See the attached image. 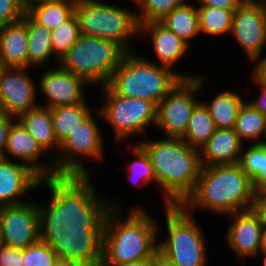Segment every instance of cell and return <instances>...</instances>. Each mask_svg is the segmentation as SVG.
<instances>
[{"label": "cell", "instance_id": "obj_1", "mask_svg": "<svg viewBox=\"0 0 266 266\" xmlns=\"http://www.w3.org/2000/svg\"><path fill=\"white\" fill-rule=\"evenodd\" d=\"M109 198L100 197L94 184L74 196L73 207L82 220L83 233L93 245L94 264L150 259L158 251L161 225L148 209L138 205L130 207L124 217L123 202Z\"/></svg>", "mask_w": 266, "mask_h": 266}, {"label": "cell", "instance_id": "obj_2", "mask_svg": "<svg viewBox=\"0 0 266 266\" xmlns=\"http://www.w3.org/2000/svg\"><path fill=\"white\" fill-rule=\"evenodd\" d=\"M136 143L150 157L164 206L181 205L194 191L199 178L200 150L178 138H145Z\"/></svg>", "mask_w": 266, "mask_h": 266}, {"label": "cell", "instance_id": "obj_3", "mask_svg": "<svg viewBox=\"0 0 266 266\" xmlns=\"http://www.w3.org/2000/svg\"><path fill=\"white\" fill-rule=\"evenodd\" d=\"M46 203L33 200L0 207V243L24 249L44 237L72 208L74 195L64 188L46 184Z\"/></svg>", "mask_w": 266, "mask_h": 266}, {"label": "cell", "instance_id": "obj_4", "mask_svg": "<svg viewBox=\"0 0 266 266\" xmlns=\"http://www.w3.org/2000/svg\"><path fill=\"white\" fill-rule=\"evenodd\" d=\"M256 188L239 164L202 167L194 191L181 204L195 214L227 216L253 208Z\"/></svg>", "mask_w": 266, "mask_h": 266}, {"label": "cell", "instance_id": "obj_5", "mask_svg": "<svg viewBox=\"0 0 266 266\" xmlns=\"http://www.w3.org/2000/svg\"><path fill=\"white\" fill-rule=\"evenodd\" d=\"M94 108V112L60 144L58 154L53 158L56 186L70 191L74 196L93 185L90 180L91 169L85 161L94 160L99 163L106 154L102 128L96 120H102V116L98 108Z\"/></svg>", "mask_w": 266, "mask_h": 266}, {"label": "cell", "instance_id": "obj_6", "mask_svg": "<svg viewBox=\"0 0 266 266\" xmlns=\"http://www.w3.org/2000/svg\"><path fill=\"white\" fill-rule=\"evenodd\" d=\"M140 52H127L115 69L107 86L117 95L141 98L156 106L182 79H194L200 74L181 73L146 59Z\"/></svg>", "mask_w": 266, "mask_h": 266}, {"label": "cell", "instance_id": "obj_7", "mask_svg": "<svg viewBox=\"0 0 266 266\" xmlns=\"http://www.w3.org/2000/svg\"><path fill=\"white\" fill-rule=\"evenodd\" d=\"M74 14L80 35L108 39L126 52L136 51L131 45L139 36L140 25L134 9L106 3V0H76Z\"/></svg>", "mask_w": 266, "mask_h": 266}, {"label": "cell", "instance_id": "obj_8", "mask_svg": "<svg viewBox=\"0 0 266 266\" xmlns=\"http://www.w3.org/2000/svg\"><path fill=\"white\" fill-rule=\"evenodd\" d=\"M163 209L168 234L164 240L158 239V251L175 266H207V237L196 214L182 205H166Z\"/></svg>", "mask_w": 266, "mask_h": 266}, {"label": "cell", "instance_id": "obj_9", "mask_svg": "<svg viewBox=\"0 0 266 266\" xmlns=\"http://www.w3.org/2000/svg\"><path fill=\"white\" fill-rule=\"evenodd\" d=\"M127 52L116 42L80 35L59 65L92 86H106Z\"/></svg>", "mask_w": 266, "mask_h": 266}, {"label": "cell", "instance_id": "obj_10", "mask_svg": "<svg viewBox=\"0 0 266 266\" xmlns=\"http://www.w3.org/2000/svg\"><path fill=\"white\" fill-rule=\"evenodd\" d=\"M99 88L103 100L97 108L103 122L112 128L114 142L121 145L132 137H147V128L156 124L157 106L146 99L119 96L107 85Z\"/></svg>", "mask_w": 266, "mask_h": 266}, {"label": "cell", "instance_id": "obj_11", "mask_svg": "<svg viewBox=\"0 0 266 266\" xmlns=\"http://www.w3.org/2000/svg\"><path fill=\"white\" fill-rule=\"evenodd\" d=\"M208 80L202 74L194 79H182L157 105L155 128L164 132L167 138L182 139L191 113L200 102L196 94Z\"/></svg>", "mask_w": 266, "mask_h": 266}, {"label": "cell", "instance_id": "obj_12", "mask_svg": "<svg viewBox=\"0 0 266 266\" xmlns=\"http://www.w3.org/2000/svg\"><path fill=\"white\" fill-rule=\"evenodd\" d=\"M82 233V220L73 207L44 237L23 249V266H53Z\"/></svg>", "mask_w": 266, "mask_h": 266}, {"label": "cell", "instance_id": "obj_13", "mask_svg": "<svg viewBox=\"0 0 266 266\" xmlns=\"http://www.w3.org/2000/svg\"><path fill=\"white\" fill-rule=\"evenodd\" d=\"M230 36L248 61L265 54L266 0H244L234 12Z\"/></svg>", "mask_w": 266, "mask_h": 266}, {"label": "cell", "instance_id": "obj_14", "mask_svg": "<svg viewBox=\"0 0 266 266\" xmlns=\"http://www.w3.org/2000/svg\"><path fill=\"white\" fill-rule=\"evenodd\" d=\"M28 69L3 67L0 71V109L6 116L18 119L40 105L36 97L38 83Z\"/></svg>", "mask_w": 266, "mask_h": 266}, {"label": "cell", "instance_id": "obj_15", "mask_svg": "<svg viewBox=\"0 0 266 266\" xmlns=\"http://www.w3.org/2000/svg\"><path fill=\"white\" fill-rule=\"evenodd\" d=\"M3 153L5 159L12 161L14 159V161L27 165L46 184L56 186V168L53 158L42 149L18 120L10 128ZM41 159L43 160L41 161Z\"/></svg>", "mask_w": 266, "mask_h": 266}, {"label": "cell", "instance_id": "obj_16", "mask_svg": "<svg viewBox=\"0 0 266 266\" xmlns=\"http://www.w3.org/2000/svg\"><path fill=\"white\" fill-rule=\"evenodd\" d=\"M42 73L38 76V89L46 101L45 105L40 106L52 109L58 106L88 104L85 93L92 85L83 77L74 75L60 65Z\"/></svg>", "mask_w": 266, "mask_h": 266}, {"label": "cell", "instance_id": "obj_17", "mask_svg": "<svg viewBox=\"0 0 266 266\" xmlns=\"http://www.w3.org/2000/svg\"><path fill=\"white\" fill-rule=\"evenodd\" d=\"M226 217L231 221L228 223L223 241L229 249L241 260L245 257H257L260 252L263 229L259 215L253 209H249Z\"/></svg>", "mask_w": 266, "mask_h": 266}, {"label": "cell", "instance_id": "obj_18", "mask_svg": "<svg viewBox=\"0 0 266 266\" xmlns=\"http://www.w3.org/2000/svg\"><path fill=\"white\" fill-rule=\"evenodd\" d=\"M45 185L27 165L5 158L0 162V207L28 201L24 197L29 192Z\"/></svg>", "mask_w": 266, "mask_h": 266}, {"label": "cell", "instance_id": "obj_19", "mask_svg": "<svg viewBox=\"0 0 266 266\" xmlns=\"http://www.w3.org/2000/svg\"><path fill=\"white\" fill-rule=\"evenodd\" d=\"M139 36L147 39L150 38L152 52H154L157 61L151 58L147 60L154 62L158 65H163L173 69L177 66L184 56L189 53L190 46L175 35L172 31L166 28L159 21H151L140 24ZM149 37V38H148Z\"/></svg>", "mask_w": 266, "mask_h": 266}, {"label": "cell", "instance_id": "obj_20", "mask_svg": "<svg viewBox=\"0 0 266 266\" xmlns=\"http://www.w3.org/2000/svg\"><path fill=\"white\" fill-rule=\"evenodd\" d=\"M243 145L234 128H216L208 142L200 149L201 166L238 164Z\"/></svg>", "mask_w": 266, "mask_h": 266}, {"label": "cell", "instance_id": "obj_21", "mask_svg": "<svg viewBox=\"0 0 266 266\" xmlns=\"http://www.w3.org/2000/svg\"><path fill=\"white\" fill-rule=\"evenodd\" d=\"M2 67L28 68L27 12L15 23L0 26Z\"/></svg>", "mask_w": 266, "mask_h": 266}, {"label": "cell", "instance_id": "obj_22", "mask_svg": "<svg viewBox=\"0 0 266 266\" xmlns=\"http://www.w3.org/2000/svg\"><path fill=\"white\" fill-rule=\"evenodd\" d=\"M17 120L48 155L51 153L52 158L57 156L60 145L54 134L50 108L39 105L22 114Z\"/></svg>", "mask_w": 266, "mask_h": 266}, {"label": "cell", "instance_id": "obj_23", "mask_svg": "<svg viewBox=\"0 0 266 266\" xmlns=\"http://www.w3.org/2000/svg\"><path fill=\"white\" fill-rule=\"evenodd\" d=\"M27 33L28 68H41L47 66L49 61L51 62L52 60L56 63L53 66L59 65L60 60L53 54L52 51L51 31L36 22L28 13Z\"/></svg>", "mask_w": 266, "mask_h": 266}, {"label": "cell", "instance_id": "obj_24", "mask_svg": "<svg viewBox=\"0 0 266 266\" xmlns=\"http://www.w3.org/2000/svg\"><path fill=\"white\" fill-rule=\"evenodd\" d=\"M180 39L191 47V41L201 35L199 31L198 9L196 2H188L173 9L160 21Z\"/></svg>", "mask_w": 266, "mask_h": 266}, {"label": "cell", "instance_id": "obj_25", "mask_svg": "<svg viewBox=\"0 0 266 266\" xmlns=\"http://www.w3.org/2000/svg\"><path fill=\"white\" fill-rule=\"evenodd\" d=\"M240 95L242 94L225 89L219 91L211 101H201L208 109L216 128H234L239 109L245 102Z\"/></svg>", "mask_w": 266, "mask_h": 266}, {"label": "cell", "instance_id": "obj_26", "mask_svg": "<svg viewBox=\"0 0 266 266\" xmlns=\"http://www.w3.org/2000/svg\"><path fill=\"white\" fill-rule=\"evenodd\" d=\"M76 0H45L29 5L26 12L50 31L66 21L75 9Z\"/></svg>", "mask_w": 266, "mask_h": 266}, {"label": "cell", "instance_id": "obj_27", "mask_svg": "<svg viewBox=\"0 0 266 266\" xmlns=\"http://www.w3.org/2000/svg\"><path fill=\"white\" fill-rule=\"evenodd\" d=\"M266 117L247 100L240 107L234 126L240 141L246 144L264 143Z\"/></svg>", "mask_w": 266, "mask_h": 266}, {"label": "cell", "instance_id": "obj_28", "mask_svg": "<svg viewBox=\"0 0 266 266\" xmlns=\"http://www.w3.org/2000/svg\"><path fill=\"white\" fill-rule=\"evenodd\" d=\"M88 104L58 106L51 109L53 130L59 145L78 128L92 112Z\"/></svg>", "mask_w": 266, "mask_h": 266}, {"label": "cell", "instance_id": "obj_29", "mask_svg": "<svg viewBox=\"0 0 266 266\" xmlns=\"http://www.w3.org/2000/svg\"><path fill=\"white\" fill-rule=\"evenodd\" d=\"M201 35L224 37L231 33L234 12L231 9L197 6Z\"/></svg>", "mask_w": 266, "mask_h": 266}, {"label": "cell", "instance_id": "obj_30", "mask_svg": "<svg viewBox=\"0 0 266 266\" xmlns=\"http://www.w3.org/2000/svg\"><path fill=\"white\" fill-rule=\"evenodd\" d=\"M215 130L213 119L200 100L191 113L186 133L182 139L192 148L200 150Z\"/></svg>", "mask_w": 266, "mask_h": 266}, {"label": "cell", "instance_id": "obj_31", "mask_svg": "<svg viewBox=\"0 0 266 266\" xmlns=\"http://www.w3.org/2000/svg\"><path fill=\"white\" fill-rule=\"evenodd\" d=\"M256 189L266 186V144H250L242 148L238 163Z\"/></svg>", "mask_w": 266, "mask_h": 266}, {"label": "cell", "instance_id": "obj_32", "mask_svg": "<svg viewBox=\"0 0 266 266\" xmlns=\"http://www.w3.org/2000/svg\"><path fill=\"white\" fill-rule=\"evenodd\" d=\"M127 149L134 158L132 162L126 163L128 180L138 188L152 183L156 185L154 170L146 151L138 143L133 142H129Z\"/></svg>", "mask_w": 266, "mask_h": 266}, {"label": "cell", "instance_id": "obj_33", "mask_svg": "<svg viewBox=\"0 0 266 266\" xmlns=\"http://www.w3.org/2000/svg\"><path fill=\"white\" fill-rule=\"evenodd\" d=\"M53 266H94L91 240L82 233L54 262Z\"/></svg>", "mask_w": 266, "mask_h": 266}, {"label": "cell", "instance_id": "obj_34", "mask_svg": "<svg viewBox=\"0 0 266 266\" xmlns=\"http://www.w3.org/2000/svg\"><path fill=\"white\" fill-rule=\"evenodd\" d=\"M80 37L79 25L73 13L66 21L51 30L53 54L60 60Z\"/></svg>", "mask_w": 266, "mask_h": 266}, {"label": "cell", "instance_id": "obj_35", "mask_svg": "<svg viewBox=\"0 0 266 266\" xmlns=\"http://www.w3.org/2000/svg\"><path fill=\"white\" fill-rule=\"evenodd\" d=\"M191 0H138L136 16L139 25L151 21H160L173 9L188 3Z\"/></svg>", "mask_w": 266, "mask_h": 266}, {"label": "cell", "instance_id": "obj_36", "mask_svg": "<svg viewBox=\"0 0 266 266\" xmlns=\"http://www.w3.org/2000/svg\"><path fill=\"white\" fill-rule=\"evenodd\" d=\"M25 12L23 0H0V26L20 21Z\"/></svg>", "mask_w": 266, "mask_h": 266}, {"label": "cell", "instance_id": "obj_37", "mask_svg": "<svg viewBox=\"0 0 266 266\" xmlns=\"http://www.w3.org/2000/svg\"><path fill=\"white\" fill-rule=\"evenodd\" d=\"M0 266H23V249L0 243Z\"/></svg>", "mask_w": 266, "mask_h": 266}, {"label": "cell", "instance_id": "obj_38", "mask_svg": "<svg viewBox=\"0 0 266 266\" xmlns=\"http://www.w3.org/2000/svg\"><path fill=\"white\" fill-rule=\"evenodd\" d=\"M254 64L250 76L252 83L256 87L266 89V55H261L251 61Z\"/></svg>", "mask_w": 266, "mask_h": 266}, {"label": "cell", "instance_id": "obj_39", "mask_svg": "<svg viewBox=\"0 0 266 266\" xmlns=\"http://www.w3.org/2000/svg\"><path fill=\"white\" fill-rule=\"evenodd\" d=\"M252 209L259 215L263 227H266V191L263 188L256 189Z\"/></svg>", "mask_w": 266, "mask_h": 266}, {"label": "cell", "instance_id": "obj_40", "mask_svg": "<svg viewBox=\"0 0 266 266\" xmlns=\"http://www.w3.org/2000/svg\"><path fill=\"white\" fill-rule=\"evenodd\" d=\"M16 120L15 118L6 116L0 109V150L3 152L7 144L10 128Z\"/></svg>", "mask_w": 266, "mask_h": 266}, {"label": "cell", "instance_id": "obj_41", "mask_svg": "<svg viewBox=\"0 0 266 266\" xmlns=\"http://www.w3.org/2000/svg\"><path fill=\"white\" fill-rule=\"evenodd\" d=\"M197 6H209L235 11L244 0H195ZM198 1V3H197Z\"/></svg>", "mask_w": 266, "mask_h": 266}, {"label": "cell", "instance_id": "obj_42", "mask_svg": "<svg viewBox=\"0 0 266 266\" xmlns=\"http://www.w3.org/2000/svg\"><path fill=\"white\" fill-rule=\"evenodd\" d=\"M248 102L257 110H259L266 117V89L261 88L259 96Z\"/></svg>", "mask_w": 266, "mask_h": 266}, {"label": "cell", "instance_id": "obj_43", "mask_svg": "<svg viewBox=\"0 0 266 266\" xmlns=\"http://www.w3.org/2000/svg\"><path fill=\"white\" fill-rule=\"evenodd\" d=\"M149 266H175L168 258L162 253L157 251L151 258Z\"/></svg>", "mask_w": 266, "mask_h": 266}, {"label": "cell", "instance_id": "obj_44", "mask_svg": "<svg viewBox=\"0 0 266 266\" xmlns=\"http://www.w3.org/2000/svg\"><path fill=\"white\" fill-rule=\"evenodd\" d=\"M150 259L132 261L123 264H94V266H149Z\"/></svg>", "mask_w": 266, "mask_h": 266}, {"label": "cell", "instance_id": "obj_45", "mask_svg": "<svg viewBox=\"0 0 266 266\" xmlns=\"http://www.w3.org/2000/svg\"><path fill=\"white\" fill-rule=\"evenodd\" d=\"M260 251H266V227L262 229Z\"/></svg>", "mask_w": 266, "mask_h": 266}, {"label": "cell", "instance_id": "obj_46", "mask_svg": "<svg viewBox=\"0 0 266 266\" xmlns=\"http://www.w3.org/2000/svg\"><path fill=\"white\" fill-rule=\"evenodd\" d=\"M258 255L261 257L262 255V266H266V251H260L258 254H257V257Z\"/></svg>", "mask_w": 266, "mask_h": 266}, {"label": "cell", "instance_id": "obj_47", "mask_svg": "<svg viewBox=\"0 0 266 266\" xmlns=\"http://www.w3.org/2000/svg\"><path fill=\"white\" fill-rule=\"evenodd\" d=\"M38 1H45V0H23V2L25 4V8H27L29 5L36 3Z\"/></svg>", "mask_w": 266, "mask_h": 266}, {"label": "cell", "instance_id": "obj_48", "mask_svg": "<svg viewBox=\"0 0 266 266\" xmlns=\"http://www.w3.org/2000/svg\"><path fill=\"white\" fill-rule=\"evenodd\" d=\"M4 159V153L0 150V162Z\"/></svg>", "mask_w": 266, "mask_h": 266}, {"label": "cell", "instance_id": "obj_49", "mask_svg": "<svg viewBox=\"0 0 266 266\" xmlns=\"http://www.w3.org/2000/svg\"><path fill=\"white\" fill-rule=\"evenodd\" d=\"M264 143L266 144V120H265V133H264Z\"/></svg>", "mask_w": 266, "mask_h": 266}, {"label": "cell", "instance_id": "obj_50", "mask_svg": "<svg viewBox=\"0 0 266 266\" xmlns=\"http://www.w3.org/2000/svg\"><path fill=\"white\" fill-rule=\"evenodd\" d=\"M130 2H134L135 4L138 2V0H129Z\"/></svg>", "mask_w": 266, "mask_h": 266}]
</instances>
